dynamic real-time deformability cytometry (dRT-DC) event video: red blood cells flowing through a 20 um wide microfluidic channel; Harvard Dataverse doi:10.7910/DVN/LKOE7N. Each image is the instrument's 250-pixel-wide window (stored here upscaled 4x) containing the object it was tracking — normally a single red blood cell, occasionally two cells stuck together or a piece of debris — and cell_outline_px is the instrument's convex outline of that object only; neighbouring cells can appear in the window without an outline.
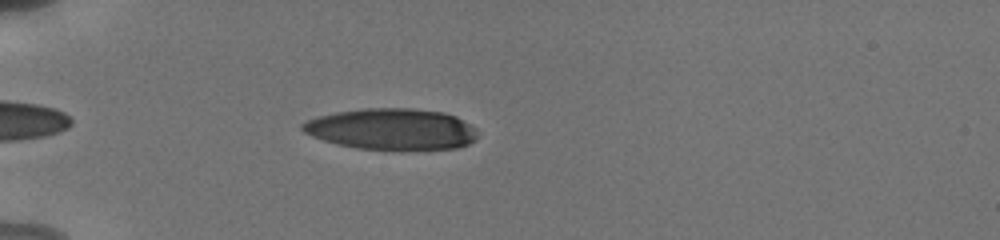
{"species": "human", "species_latin": "Homo sapiens", "temperature_condition": "cold", "stored_images_in_passage": 39, "camera_frame_rate_fps": 3000, "um_per_image_px": 0.085, "donor": {"sex": "male"}, "frame": {"image": 1, "passage_image": 5, "time_ms": 1.333, "image_size_px": [1000, 240], "cell_outline_px": [[480, 136], [476, 140], [468, 144], [456, 148], [400, 152], [356, 148], [336, 144], [312, 136], [304, 132], [300, 128], [300, 124], [308, 120], [320, 116], [336, 112], [364, 108], [412, 108], [444, 112], [456, 116], [476, 128]], "centroid_in_image_um": [33.35, 11.01], "position_along_channel_um": 51.6, "area_um2": 43.18}}
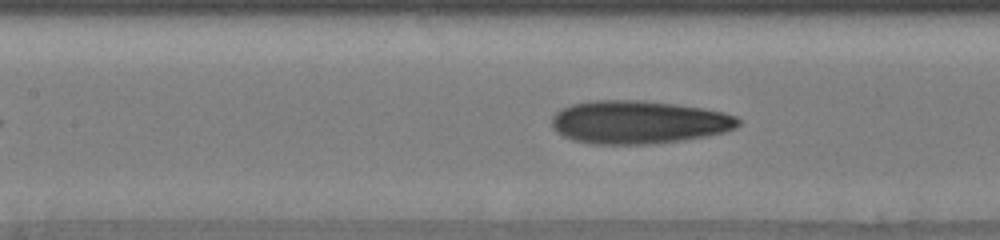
{"frame": {"image": 2, "passage_image": 15, "time_ms": 4.667, "image_size_px": [1000, 240], "cell_outline_px": [[740, 124], [736, 128], [724, 132], [708, 136], [684, 140], [648, 144], [592, 144], [572, 140], [556, 132], [552, 128], [552, 116], [560, 108], [572, 104], [592, 100], [644, 100], [676, 104], [704, 108], [724, 112], [736, 116], [740, 120]], "centroid_in_image_um": [54.27, 10.38], "position_along_channel_um": 153.1, "area_um2": 47.34}}
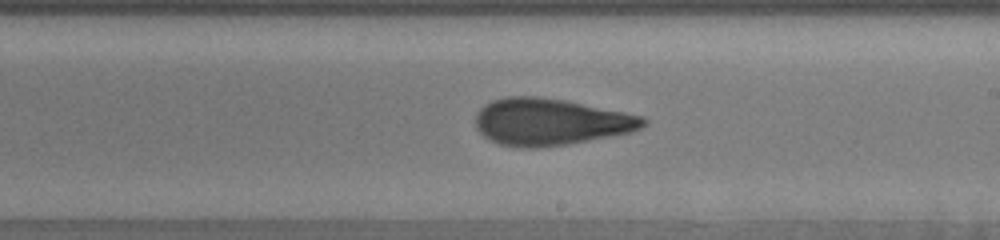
{"frame": {"image": 3, "passage_image": 22, "time_ms": 7.0, "image_size_px": [1000, 240], "cell_outline_px": [[648, 124], [632, 132], [568, 144], [540, 148], [520, 148], [500, 144], [484, 136], [476, 128], [476, 112], [484, 104], [492, 100], [504, 96], [536, 96], [564, 100], [644, 116], [648, 120]], "centroid_in_image_um": [46.78, 10.36], "position_along_channel_um": 242.2, "area_um2": 45.95}, "authors_computed_cell_mechanics": {"area_um2": 44.6794, "velocity_mm_per_s": 3.8418, "shape_relaxation_time_tau1_ms": 4.5374, "shape_relaxation_time_tau2_ms": 1.6361, "deformation_change_tau1": 0.2062, "deformation_change_tau2": 0.1027}}